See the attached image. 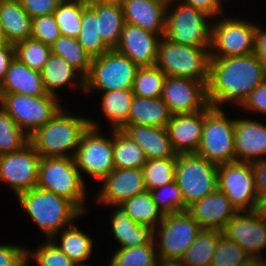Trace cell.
<instances>
[{"label": "cell", "instance_id": "22", "mask_svg": "<svg viewBox=\"0 0 266 266\" xmlns=\"http://www.w3.org/2000/svg\"><path fill=\"white\" fill-rule=\"evenodd\" d=\"M187 212L202 229L223 231L237 210L226 195L217 188L208 196L190 205Z\"/></svg>", "mask_w": 266, "mask_h": 266}, {"label": "cell", "instance_id": "42", "mask_svg": "<svg viewBox=\"0 0 266 266\" xmlns=\"http://www.w3.org/2000/svg\"><path fill=\"white\" fill-rule=\"evenodd\" d=\"M29 143V136L0 105V155L21 150Z\"/></svg>", "mask_w": 266, "mask_h": 266}, {"label": "cell", "instance_id": "47", "mask_svg": "<svg viewBox=\"0 0 266 266\" xmlns=\"http://www.w3.org/2000/svg\"><path fill=\"white\" fill-rule=\"evenodd\" d=\"M60 36V28L53 14L32 18V39L51 46Z\"/></svg>", "mask_w": 266, "mask_h": 266}, {"label": "cell", "instance_id": "33", "mask_svg": "<svg viewBox=\"0 0 266 266\" xmlns=\"http://www.w3.org/2000/svg\"><path fill=\"white\" fill-rule=\"evenodd\" d=\"M113 161L116 169L143 168L147 158L138 143L122 130H113Z\"/></svg>", "mask_w": 266, "mask_h": 266}, {"label": "cell", "instance_id": "56", "mask_svg": "<svg viewBox=\"0 0 266 266\" xmlns=\"http://www.w3.org/2000/svg\"><path fill=\"white\" fill-rule=\"evenodd\" d=\"M156 266H185L181 260L164 259L158 257Z\"/></svg>", "mask_w": 266, "mask_h": 266}, {"label": "cell", "instance_id": "30", "mask_svg": "<svg viewBox=\"0 0 266 266\" xmlns=\"http://www.w3.org/2000/svg\"><path fill=\"white\" fill-rule=\"evenodd\" d=\"M172 114L162 97L132 99L128 121L125 125H148L166 128Z\"/></svg>", "mask_w": 266, "mask_h": 266}, {"label": "cell", "instance_id": "28", "mask_svg": "<svg viewBox=\"0 0 266 266\" xmlns=\"http://www.w3.org/2000/svg\"><path fill=\"white\" fill-rule=\"evenodd\" d=\"M41 76L48 94L58 97L57 90L71 83L74 87L85 91V77L59 55L50 54L41 71Z\"/></svg>", "mask_w": 266, "mask_h": 266}, {"label": "cell", "instance_id": "10", "mask_svg": "<svg viewBox=\"0 0 266 266\" xmlns=\"http://www.w3.org/2000/svg\"><path fill=\"white\" fill-rule=\"evenodd\" d=\"M201 230L202 227L187 211L164 215L154 229L158 257L181 260Z\"/></svg>", "mask_w": 266, "mask_h": 266}, {"label": "cell", "instance_id": "27", "mask_svg": "<svg viewBox=\"0 0 266 266\" xmlns=\"http://www.w3.org/2000/svg\"><path fill=\"white\" fill-rule=\"evenodd\" d=\"M0 93H16L29 96L48 95L41 72L32 70L14 58L0 83Z\"/></svg>", "mask_w": 266, "mask_h": 266}, {"label": "cell", "instance_id": "57", "mask_svg": "<svg viewBox=\"0 0 266 266\" xmlns=\"http://www.w3.org/2000/svg\"><path fill=\"white\" fill-rule=\"evenodd\" d=\"M240 266H266V259L259 257H251Z\"/></svg>", "mask_w": 266, "mask_h": 266}, {"label": "cell", "instance_id": "17", "mask_svg": "<svg viewBox=\"0 0 266 266\" xmlns=\"http://www.w3.org/2000/svg\"><path fill=\"white\" fill-rule=\"evenodd\" d=\"M222 232L251 257L264 258L261 250L266 248V222L254 211L237 212Z\"/></svg>", "mask_w": 266, "mask_h": 266}, {"label": "cell", "instance_id": "37", "mask_svg": "<svg viewBox=\"0 0 266 266\" xmlns=\"http://www.w3.org/2000/svg\"><path fill=\"white\" fill-rule=\"evenodd\" d=\"M50 48L51 53L61 56L84 77L89 74L92 57L77 41V38L61 35Z\"/></svg>", "mask_w": 266, "mask_h": 266}, {"label": "cell", "instance_id": "21", "mask_svg": "<svg viewBox=\"0 0 266 266\" xmlns=\"http://www.w3.org/2000/svg\"><path fill=\"white\" fill-rule=\"evenodd\" d=\"M236 161L253 163L266 158V125L254 119H235Z\"/></svg>", "mask_w": 266, "mask_h": 266}, {"label": "cell", "instance_id": "14", "mask_svg": "<svg viewBox=\"0 0 266 266\" xmlns=\"http://www.w3.org/2000/svg\"><path fill=\"white\" fill-rule=\"evenodd\" d=\"M217 185L240 211H254L258 198L252 163L235 161L217 167Z\"/></svg>", "mask_w": 266, "mask_h": 266}, {"label": "cell", "instance_id": "29", "mask_svg": "<svg viewBox=\"0 0 266 266\" xmlns=\"http://www.w3.org/2000/svg\"><path fill=\"white\" fill-rule=\"evenodd\" d=\"M0 20L8 43L16 44L31 38L32 17L19 0H0Z\"/></svg>", "mask_w": 266, "mask_h": 266}, {"label": "cell", "instance_id": "12", "mask_svg": "<svg viewBox=\"0 0 266 266\" xmlns=\"http://www.w3.org/2000/svg\"><path fill=\"white\" fill-rule=\"evenodd\" d=\"M90 126L83 133L74 156L80 174L85 173L97 181H102L114 169L113 130L110 138L102 135L96 121L89 119Z\"/></svg>", "mask_w": 266, "mask_h": 266}, {"label": "cell", "instance_id": "59", "mask_svg": "<svg viewBox=\"0 0 266 266\" xmlns=\"http://www.w3.org/2000/svg\"><path fill=\"white\" fill-rule=\"evenodd\" d=\"M76 266H92L91 264H87V263H84V264H79V265H76Z\"/></svg>", "mask_w": 266, "mask_h": 266}, {"label": "cell", "instance_id": "26", "mask_svg": "<svg viewBox=\"0 0 266 266\" xmlns=\"http://www.w3.org/2000/svg\"><path fill=\"white\" fill-rule=\"evenodd\" d=\"M87 3L96 13L100 37L110 49H115L125 24L120 0H88Z\"/></svg>", "mask_w": 266, "mask_h": 266}, {"label": "cell", "instance_id": "54", "mask_svg": "<svg viewBox=\"0 0 266 266\" xmlns=\"http://www.w3.org/2000/svg\"><path fill=\"white\" fill-rule=\"evenodd\" d=\"M264 65H266V30L257 25L254 38V52Z\"/></svg>", "mask_w": 266, "mask_h": 266}, {"label": "cell", "instance_id": "51", "mask_svg": "<svg viewBox=\"0 0 266 266\" xmlns=\"http://www.w3.org/2000/svg\"><path fill=\"white\" fill-rule=\"evenodd\" d=\"M181 3L192 6L196 9L203 11L205 14L211 18H216L217 16L223 15L222 0H177Z\"/></svg>", "mask_w": 266, "mask_h": 266}, {"label": "cell", "instance_id": "43", "mask_svg": "<svg viewBox=\"0 0 266 266\" xmlns=\"http://www.w3.org/2000/svg\"><path fill=\"white\" fill-rule=\"evenodd\" d=\"M15 58L32 70L41 72L51 54L49 45L32 38L14 44Z\"/></svg>", "mask_w": 266, "mask_h": 266}, {"label": "cell", "instance_id": "15", "mask_svg": "<svg viewBox=\"0 0 266 266\" xmlns=\"http://www.w3.org/2000/svg\"><path fill=\"white\" fill-rule=\"evenodd\" d=\"M40 159L30 143L17 152L0 155V182L8 184L16 197L37 187Z\"/></svg>", "mask_w": 266, "mask_h": 266}, {"label": "cell", "instance_id": "2", "mask_svg": "<svg viewBox=\"0 0 266 266\" xmlns=\"http://www.w3.org/2000/svg\"><path fill=\"white\" fill-rule=\"evenodd\" d=\"M61 110L29 136V143L41 157H74L89 119ZM70 152V153H69Z\"/></svg>", "mask_w": 266, "mask_h": 266}, {"label": "cell", "instance_id": "5", "mask_svg": "<svg viewBox=\"0 0 266 266\" xmlns=\"http://www.w3.org/2000/svg\"><path fill=\"white\" fill-rule=\"evenodd\" d=\"M210 59V48L181 45L162 36L158 44L155 65L166 76L187 78L208 84Z\"/></svg>", "mask_w": 266, "mask_h": 266}, {"label": "cell", "instance_id": "41", "mask_svg": "<svg viewBox=\"0 0 266 266\" xmlns=\"http://www.w3.org/2000/svg\"><path fill=\"white\" fill-rule=\"evenodd\" d=\"M158 254L154 239L137 248H117L108 266H156Z\"/></svg>", "mask_w": 266, "mask_h": 266}, {"label": "cell", "instance_id": "44", "mask_svg": "<svg viewBox=\"0 0 266 266\" xmlns=\"http://www.w3.org/2000/svg\"><path fill=\"white\" fill-rule=\"evenodd\" d=\"M149 192L163 215L184 212V199L176 180Z\"/></svg>", "mask_w": 266, "mask_h": 266}, {"label": "cell", "instance_id": "48", "mask_svg": "<svg viewBox=\"0 0 266 266\" xmlns=\"http://www.w3.org/2000/svg\"><path fill=\"white\" fill-rule=\"evenodd\" d=\"M27 250L15 244H1L0 266H22L27 261Z\"/></svg>", "mask_w": 266, "mask_h": 266}, {"label": "cell", "instance_id": "52", "mask_svg": "<svg viewBox=\"0 0 266 266\" xmlns=\"http://www.w3.org/2000/svg\"><path fill=\"white\" fill-rule=\"evenodd\" d=\"M257 195H266V158L253 162Z\"/></svg>", "mask_w": 266, "mask_h": 266}, {"label": "cell", "instance_id": "9", "mask_svg": "<svg viewBox=\"0 0 266 266\" xmlns=\"http://www.w3.org/2000/svg\"><path fill=\"white\" fill-rule=\"evenodd\" d=\"M58 97L52 94L29 96L0 93V105L28 135L50 121L62 108Z\"/></svg>", "mask_w": 266, "mask_h": 266}, {"label": "cell", "instance_id": "53", "mask_svg": "<svg viewBox=\"0 0 266 266\" xmlns=\"http://www.w3.org/2000/svg\"><path fill=\"white\" fill-rule=\"evenodd\" d=\"M14 58V44L5 43L3 45H0V83L4 79L5 74Z\"/></svg>", "mask_w": 266, "mask_h": 266}, {"label": "cell", "instance_id": "18", "mask_svg": "<svg viewBox=\"0 0 266 266\" xmlns=\"http://www.w3.org/2000/svg\"><path fill=\"white\" fill-rule=\"evenodd\" d=\"M101 182L96 199L102 205H119L147 190L142 168H115Z\"/></svg>", "mask_w": 266, "mask_h": 266}, {"label": "cell", "instance_id": "24", "mask_svg": "<svg viewBox=\"0 0 266 266\" xmlns=\"http://www.w3.org/2000/svg\"><path fill=\"white\" fill-rule=\"evenodd\" d=\"M106 206L113 209L110 225L113 236L120 244L118 248H137L149 244L154 239V229L133 221L121 204Z\"/></svg>", "mask_w": 266, "mask_h": 266}, {"label": "cell", "instance_id": "8", "mask_svg": "<svg viewBox=\"0 0 266 266\" xmlns=\"http://www.w3.org/2000/svg\"><path fill=\"white\" fill-rule=\"evenodd\" d=\"M217 167L196 153L177 154L175 180L182 192L184 211L218 188Z\"/></svg>", "mask_w": 266, "mask_h": 266}, {"label": "cell", "instance_id": "31", "mask_svg": "<svg viewBox=\"0 0 266 266\" xmlns=\"http://www.w3.org/2000/svg\"><path fill=\"white\" fill-rule=\"evenodd\" d=\"M57 237L61 238L59 244L55 242ZM51 241L77 265L86 263L93 254L94 240L73 223L61 230Z\"/></svg>", "mask_w": 266, "mask_h": 266}, {"label": "cell", "instance_id": "35", "mask_svg": "<svg viewBox=\"0 0 266 266\" xmlns=\"http://www.w3.org/2000/svg\"><path fill=\"white\" fill-rule=\"evenodd\" d=\"M129 214V217L138 224L155 229L163 220L164 215L157 208L149 191L125 200L121 204Z\"/></svg>", "mask_w": 266, "mask_h": 266}, {"label": "cell", "instance_id": "58", "mask_svg": "<svg viewBox=\"0 0 266 266\" xmlns=\"http://www.w3.org/2000/svg\"><path fill=\"white\" fill-rule=\"evenodd\" d=\"M5 43H8V42H7L6 36L4 34V31H3V28H2V23H1V20H0V45H3Z\"/></svg>", "mask_w": 266, "mask_h": 266}, {"label": "cell", "instance_id": "32", "mask_svg": "<svg viewBox=\"0 0 266 266\" xmlns=\"http://www.w3.org/2000/svg\"><path fill=\"white\" fill-rule=\"evenodd\" d=\"M101 109L105 117L110 120L111 130H121L128 121L132 99L131 89H117L102 91Z\"/></svg>", "mask_w": 266, "mask_h": 266}, {"label": "cell", "instance_id": "23", "mask_svg": "<svg viewBox=\"0 0 266 266\" xmlns=\"http://www.w3.org/2000/svg\"><path fill=\"white\" fill-rule=\"evenodd\" d=\"M168 0H120L124 22L164 36Z\"/></svg>", "mask_w": 266, "mask_h": 266}, {"label": "cell", "instance_id": "45", "mask_svg": "<svg viewBox=\"0 0 266 266\" xmlns=\"http://www.w3.org/2000/svg\"><path fill=\"white\" fill-rule=\"evenodd\" d=\"M251 256L223 234L220 236L211 266H240Z\"/></svg>", "mask_w": 266, "mask_h": 266}, {"label": "cell", "instance_id": "38", "mask_svg": "<svg viewBox=\"0 0 266 266\" xmlns=\"http://www.w3.org/2000/svg\"><path fill=\"white\" fill-rule=\"evenodd\" d=\"M166 74L156 65L137 69L132 85L135 96L158 98L162 96Z\"/></svg>", "mask_w": 266, "mask_h": 266}, {"label": "cell", "instance_id": "1", "mask_svg": "<svg viewBox=\"0 0 266 266\" xmlns=\"http://www.w3.org/2000/svg\"><path fill=\"white\" fill-rule=\"evenodd\" d=\"M266 79V65L254 54L211 58L207 98L212 107L235 102L241 105ZM221 104V105H220Z\"/></svg>", "mask_w": 266, "mask_h": 266}, {"label": "cell", "instance_id": "40", "mask_svg": "<svg viewBox=\"0 0 266 266\" xmlns=\"http://www.w3.org/2000/svg\"><path fill=\"white\" fill-rule=\"evenodd\" d=\"M142 171L147 191L162 187L175 181L176 158L147 160Z\"/></svg>", "mask_w": 266, "mask_h": 266}, {"label": "cell", "instance_id": "55", "mask_svg": "<svg viewBox=\"0 0 266 266\" xmlns=\"http://www.w3.org/2000/svg\"><path fill=\"white\" fill-rule=\"evenodd\" d=\"M254 212L266 222V195H258Z\"/></svg>", "mask_w": 266, "mask_h": 266}, {"label": "cell", "instance_id": "13", "mask_svg": "<svg viewBox=\"0 0 266 266\" xmlns=\"http://www.w3.org/2000/svg\"><path fill=\"white\" fill-rule=\"evenodd\" d=\"M211 25V58L247 56L254 52L257 25L245 19H213Z\"/></svg>", "mask_w": 266, "mask_h": 266}, {"label": "cell", "instance_id": "7", "mask_svg": "<svg viewBox=\"0 0 266 266\" xmlns=\"http://www.w3.org/2000/svg\"><path fill=\"white\" fill-rule=\"evenodd\" d=\"M235 119H230L223 108H205L202 140L197 155L216 165L236 161L234 145Z\"/></svg>", "mask_w": 266, "mask_h": 266}, {"label": "cell", "instance_id": "49", "mask_svg": "<svg viewBox=\"0 0 266 266\" xmlns=\"http://www.w3.org/2000/svg\"><path fill=\"white\" fill-rule=\"evenodd\" d=\"M22 8L32 18L51 15L62 0H19Z\"/></svg>", "mask_w": 266, "mask_h": 266}, {"label": "cell", "instance_id": "11", "mask_svg": "<svg viewBox=\"0 0 266 266\" xmlns=\"http://www.w3.org/2000/svg\"><path fill=\"white\" fill-rule=\"evenodd\" d=\"M138 68L128 57L116 49H110L92 58L90 72L85 77L84 92L132 89Z\"/></svg>", "mask_w": 266, "mask_h": 266}, {"label": "cell", "instance_id": "39", "mask_svg": "<svg viewBox=\"0 0 266 266\" xmlns=\"http://www.w3.org/2000/svg\"><path fill=\"white\" fill-rule=\"evenodd\" d=\"M88 1L65 0L61 1L53 15L61 35L77 38L81 31L83 7Z\"/></svg>", "mask_w": 266, "mask_h": 266}, {"label": "cell", "instance_id": "36", "mask_svg": "<svg viewBox=\"0 0 266 266\" xmlns=\"http://www.w3.org/2000/svg\"><path fill=\"white\" fill-rule=\"evenodd\" d=\"M77 41L92 58L99 57L110 50L98 33L96 13L88 6V3L83 7L81 31Z\"/></svg>", "mask_w": 266, "mask_h": 266}, {"label": "cell", "instance_id": "46", "mask_svg": "<svg viewBox=\"0 0 266 266\" xmlns=\"http://www.w3.org/2000/svg\"><path fill=\"white\" fill-rule=\"evenodd\" d=\"M35 260L38 266H76L69 257L60 251L51 240H47L36 250H27V260Z\"/></svg>", "mask_w": 266, "mask_h": 266}, {"label": "cell", "instance_id": "60", "mask_svg": "<svg viewBox=\"0 0 266 266\" xmlns=\"http://www.w3.org/2000/svg\"><path fill=\"white\" fill-rule=\"evenodd\" d=\"M30 262L27 260L22 266H30L28 265Z\"/></svg>", "mask_w": 266, "mask_h": 266}, {"label": "cell", "instance_id": "25", "mask_svg": "<svg viewBox=\"0 0 266 266\" xmlns=\"http://www.w3.org/2000/svg\"><path fill=\"white\" fill-rule=\"evenodd\" d=\"M121 130L143 148L147 160L177 158L166 128L125 125Z\"/></svg>", "mask_w": 266, "mask_h": 266}, {"label": "cell", "instance_id": "20", "mask_svg": "<svg viewBox=\"0 0 266 266\" xmlns=\"http://www.w3.org/2000/svg\"><path fill=\"white\" fill-rule=\"evenodd\" d=\"M205 109L194 113L174 114L166 127L177 154L196 153L200 147Z\"/></svg>", "mask_w": 266, "mask_h": 266}, {"label": "cell", "instance_id": "6", "mask_svg": "<svg viewBox=\"0 0 266 266\" xmlns=\"http://www.w3.org/2000/svg\"><path fill=\"white\" fill-rule=\"evenodd\" d=\"M176 2V0L167 1L164 36L181 45L210 48L212 24L208 22L213 18L199 9L180 1L177 2L178 4ZM174 4L175 8L172 10L170 7Z\"/></svg>", "mask_w": 266, "mask_h": 266}, {"label": "cell", "instance_id": "16", "mask_svg": "<svg viewBox=\"0 0 266 266\" xmlns=\"http://www.w3.org/2000/svg\"><path fill=\"white\" fill-rule=\"evenodd\" d=\"M161 97L172 115L194 113L209 105L207 84L187 78L167 76Z\"/></svg>", "mask_w": 266, "mask_h": 266}, {"label": "cell", "instance_id": "3", "mask_svg": "<svg viewBox=\"0 0 266 266\" xmlns=\"http://www.w3.org/2000/svg\"><path fill=\"white\" fill-rule=\"evenodd\" d=\"M17 199L47 240L83 215L67 199L38 187L19 194Z\"/></svg>", "mask_w": 266, "mask_h": 266}, {"label": "cell", "instance_id": "4", "mask_svg": "<svg viewBox=\"0 0 266 266\" xmlns=\"http://www.w3.org/2000/svg\"><path fill=\"white\" fill-rule=\"evenodd\" d=\"M74 157H41L37 187L70 201L82 214L86 212V185Z\"/></svg>", "mask_w": 266, "mask_h": 266}, {"label": "cell", "instance_id": "34", "mask_svg": "<svg viewBox=\"0 0 266 266\" xmlns=\"http://www.w3.org/2000/svg\"><path fill=\"white\" fill-rule=\"evenodd\" d=\"M219 230L202 229L195 242L188 248L181 259L185 266H211L220 236Z\"/></svg>", "mask_w": 266, "mask_h": 266}, {"label": "cell", "instance_id": "50", "mask_svg": "<svg viewBox=\"0 0 266 266\" xmlns=\"http://www.w3.org/2000/svg\"><path fill=\"white\" fill-rule=\"evenodd\" d=\"M256 114H266V79L239 106Z\"/></svg>", "mask_w": 266, "mask_h": 266}, {"label": "cell", "instance_id": "19", "mask_svg": "<svg viewBox=\"0 0 266 266\" xmlns=\"http://www.w3.org/2000/svg\"><path fill=\"white\" fill-rule=\"evenodd\" d=\"M161 35L140 27L125 23L119 44L115 48L140 67H150L156 64L158 44Z\"/></svg>", "mask_w": 266, "mask_h": 266}]
</instances>
